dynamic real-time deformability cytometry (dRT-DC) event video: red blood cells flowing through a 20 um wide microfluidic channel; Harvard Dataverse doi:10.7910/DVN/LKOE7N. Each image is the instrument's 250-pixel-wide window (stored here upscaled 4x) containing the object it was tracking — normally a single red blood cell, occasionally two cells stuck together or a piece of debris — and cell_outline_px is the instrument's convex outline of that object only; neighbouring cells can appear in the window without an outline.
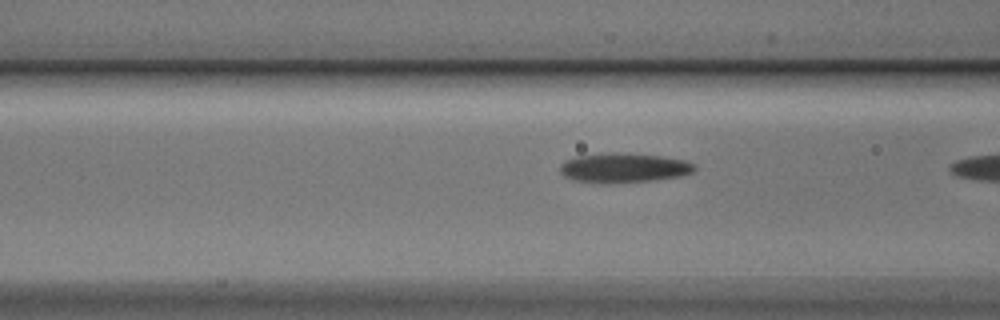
{"species": "Egyptian fruit bat (a non-hibernating species)", "species_latin": "Rousettus aegyptiacus", "temperature_condition": "cold", "stored_images_in_passage": 5, "camera_frame_rate_fps": 3000, "um_per_image_px": 0.085, "animal": {"sex": "male"}, "frame": {"image": 1, "passage_image": 4, "time_ms": 1.0, "image_size_px": [1000, 320], "cell_outline_px": [[696, 168], [692, 172], [680, 176], [652, 180], [600, 184], [572, 180], [564, 176], [560, 172], [560, 164], [564, 160], [576, 156], [612, 152], [616, 152], [660, 156], [684, 160], [696, 164]], "centroid_in_image_um": [52.97, 14.27], "position_along_channel_um": 113.6, "area_um2": 23.29}}